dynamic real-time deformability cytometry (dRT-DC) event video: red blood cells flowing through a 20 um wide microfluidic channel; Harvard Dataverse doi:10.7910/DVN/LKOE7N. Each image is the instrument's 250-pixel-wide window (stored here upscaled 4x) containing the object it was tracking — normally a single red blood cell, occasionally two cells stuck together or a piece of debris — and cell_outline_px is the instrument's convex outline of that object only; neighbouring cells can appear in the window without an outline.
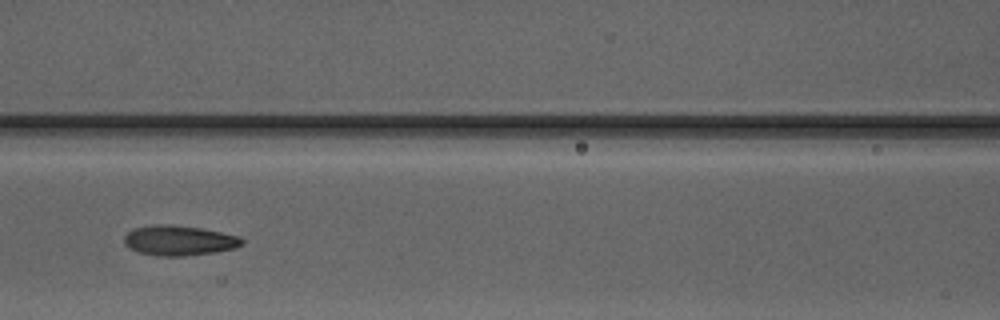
{"species": "Egyptian fruit bat (a non-hibernating species)", "species_latin": "Rousettus aegyptiacus", "temperature_condition": "warm", "stored_images_in_passage": 7, "camera_frame_rate_fps": 3000, "um_per_image_px": 0.085, "animal": {"sex": "male"}, "frame": {"image": 1, "passage_image": 7, "time_ms": 8.0, "image_size_px": [1000, 320], "cell_outline_px": [[244, 244], [236, 248], [216, 252], [184, 256], [156, 256], [140, 252], [124, 244], [124, 236], [132, 228], [152, 224], [168, 224], [200, 228], [240, 236], [244, 240]], "centroid_in_image_um": [15.23, 20.44], "position_along_channel_um": 151.4, "area_um2": 20.75}}